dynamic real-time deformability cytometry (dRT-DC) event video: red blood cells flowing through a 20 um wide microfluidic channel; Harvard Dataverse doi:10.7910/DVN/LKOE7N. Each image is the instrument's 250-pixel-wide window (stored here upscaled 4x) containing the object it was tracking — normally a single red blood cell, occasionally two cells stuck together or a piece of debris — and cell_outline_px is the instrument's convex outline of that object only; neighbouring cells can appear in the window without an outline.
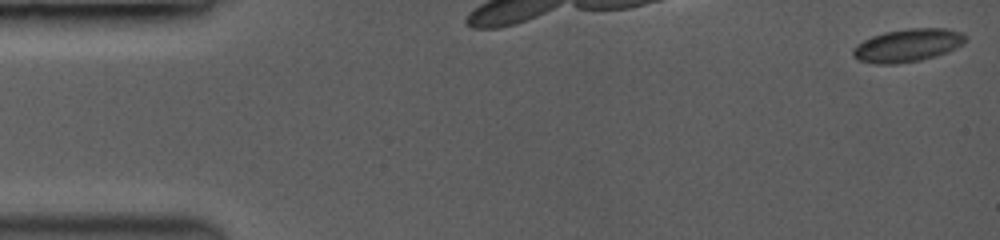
{"species": "common noctule bat (a hibernating species)", "species_latin": "Nyctalus noctula", "temperature_condition": "room temperature", "stored_images_in_passage": 12, "camera_frame_rate_fps": 3500, "um_per_image_px": 0.085, "animal": {"sex": "female", "body_mass_g": 19.0, "forearm_length_mm": 53.3}, "frame": {"image": 1, "passage_image": 1, "time_ms": 0.0, "image_size_px": [1000, 240], "cell_outline_px": [[964, 40], [960, 44], [944, 52], [920, 60], [892, 64], [880, 64], [860, 60], [852, 52], [864, 40], [888, 32], [912, 28], [944, 28], [960, 32], [964, 36]], "centroid_in_image_um": [77.15, 3.85], "position_along_channel_um": 7.9, "area_um2": 20.4}}
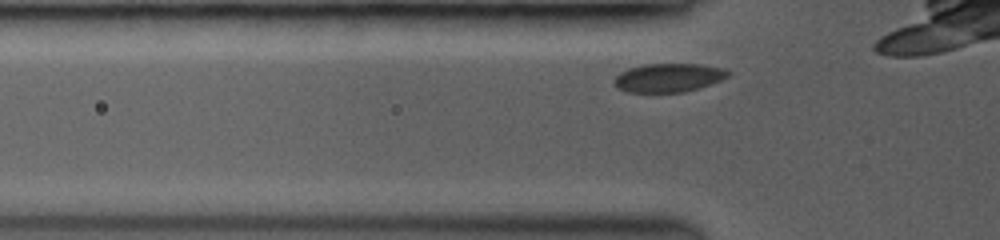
{"frame": {"image": 2, "passage_image": 6, "time_ms": 1.429, "image_size_px": [1000, 240], "cell_outline_px": [[732, 72], [728, 76], [720, 80], [684, 92], [628, 92], [620, 88], [612, 80], [620, 72], [628, 68], [644, 64], [700, 64], [724, 68]], "centroid_in_image_um": [56.82, 6.59], "position_along_channel_um": 69.0, "area_um2": 18.84}}
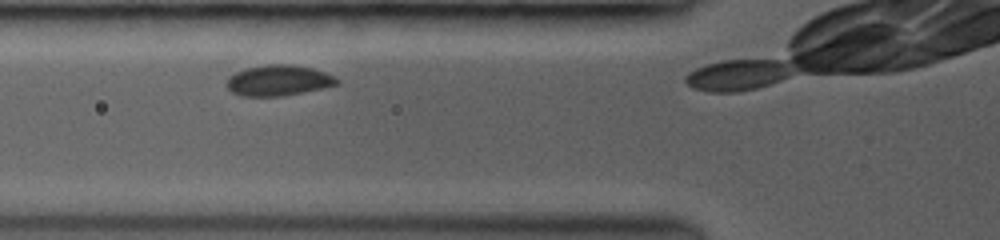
{"frame": {"image": 3, "passage_image": 9, "time_ms": 2.286, "image_size_px": [1000, 240], "cell_outline_px": [[340, 84], [280, 96], [244, 96], [232, 92], [224, 84], [228, 76], [236, 72], [248, 68], [264, 64], [292, 64], [312, 68], [336, 76], [340, 80]], "centroid_in_image_um": [23.65, 6.82], "position_along_channel_um": 102.1, "area_um2": 19.71}}